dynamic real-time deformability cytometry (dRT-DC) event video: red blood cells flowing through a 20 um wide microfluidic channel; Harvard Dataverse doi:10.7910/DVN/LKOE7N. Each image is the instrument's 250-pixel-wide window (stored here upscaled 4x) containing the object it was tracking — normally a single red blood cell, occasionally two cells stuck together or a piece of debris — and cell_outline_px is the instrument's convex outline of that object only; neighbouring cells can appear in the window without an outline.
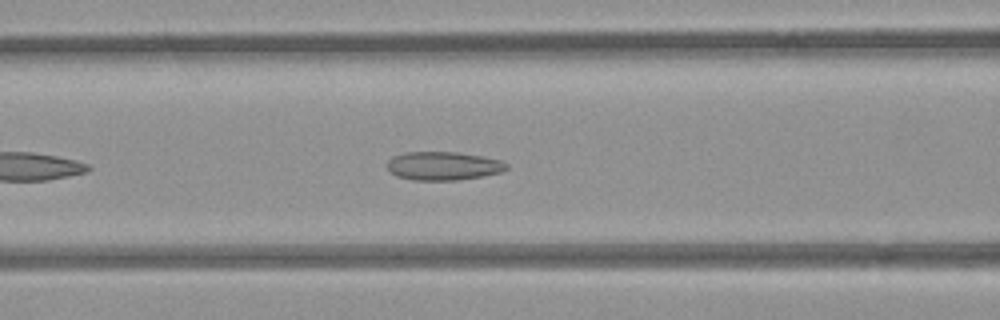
{"species": "common noctule bat (a hibernating species)", "species_latin": "Nyctalus noctula", "temperature_condition": "room temperature", "stored_images_in_passage": 22, "camera_frame_rate_fps": 3000, "um_per_image_px": 0.085, "animal": {"sex": "female", "body_mass_g": 21.9}, "frame": {"image": 1, "passage_image": 6, "time_ms": 1.667, "image_size_px": [1000, 320], "cell_outline_px": [[508, 168], [500, 172], [480, 176], [456, 180], [412, 180], [396, 176], [388, 172], [388, 160], [392, 156], [408, 152], [456, 152], [484, 156], [500, 160], [508, 164]], "centroid_in_image_um": [37.65, 14.1], "position_along_channel_um": 129.0, "area_um2": 19.83}}
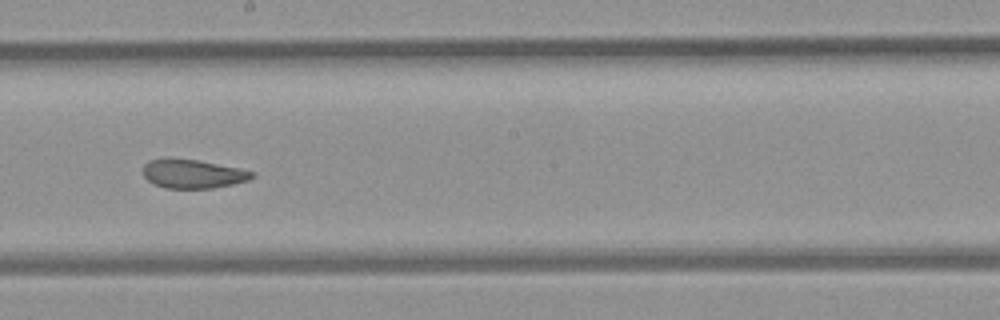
{"frame": {"image": 2, "passage_image": 14, "time_ms": 4.333, "image_size_px": [1000, 320], "cell_outline_px": [[256, 176], [248, 180], [232, 184], [212, 188], [164, 188], [152, 184], [144, 176], [144, 164], [148, 160], [196, 160], [240, 168], [256, 172]], "centroid_in_image_um": [16.44, 14.8], "position_along_channel_um": 231.8, "area_um2": 17.98}}
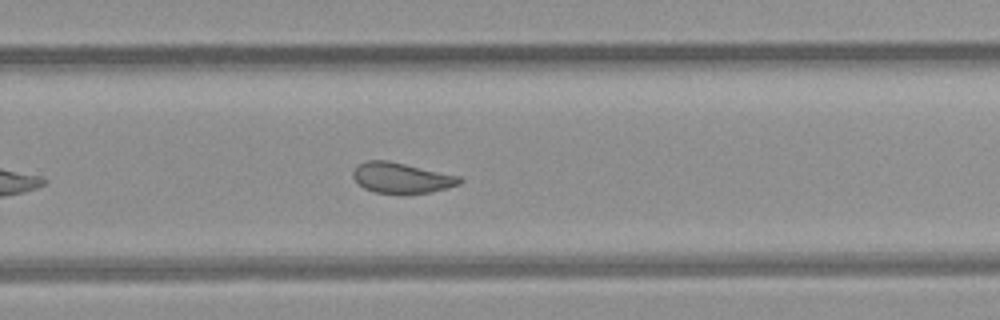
{"frame": {"image": 3, "passage_image": 19, "time_ms": 6.0, "image_size_px": [1000, 320], "cell_outline_px": [[464, 180], [460, 184], [428, 192], [404, 196], [376, 192], [364, 188], [352, 176], [352, 168], [356, 164], [368, 160], [388, 160], [460, 176]], "centroid_in_image_um": [34.09, 15.13], "position_along_channel_um": 295.7, "area_um2": 19.36}}